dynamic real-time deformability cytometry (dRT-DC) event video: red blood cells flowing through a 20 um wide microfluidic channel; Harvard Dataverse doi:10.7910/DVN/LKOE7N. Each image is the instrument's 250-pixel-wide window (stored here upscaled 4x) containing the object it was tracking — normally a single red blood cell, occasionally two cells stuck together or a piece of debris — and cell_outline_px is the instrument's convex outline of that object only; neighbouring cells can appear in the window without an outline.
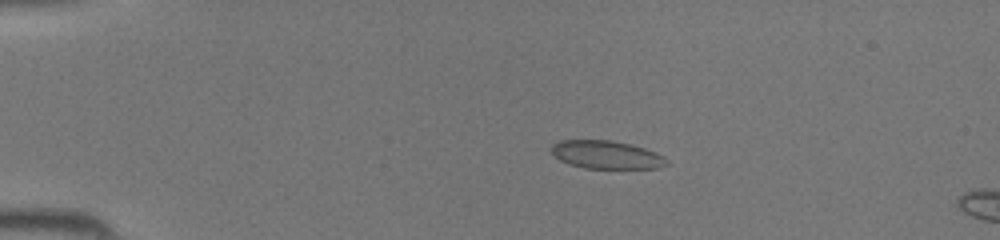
{"species": "common noctule bat (a hibernating species)", "species_latin": "Nyctalus noctula", "temperature_condition": "room temperature", "stored_images_in_passage": 13, "camera_frame_rate_fps": 3000, "um_per_image_px": 0.085, "animal": {"sex": "female", "body_mass_g": 19.5, "forearm_length_mm": 54.1}, "frame": {"image": 1, "passage_image": 10, "time_ms": 3.0, "image_size_px": [1000, 240], "cell_outline_px": [[668, 164], [656, 168], [584, 168], [568, 164], [560, 160], [552, 152], [552, 144], [560, 140], [612, 140], [644, 148], [656, 152], [664, 156], [668, 160]], "centroid_in_image_um": [51.55, 13.15], "position_along_channel_um": 33.5, "area_um2": 18.79}}